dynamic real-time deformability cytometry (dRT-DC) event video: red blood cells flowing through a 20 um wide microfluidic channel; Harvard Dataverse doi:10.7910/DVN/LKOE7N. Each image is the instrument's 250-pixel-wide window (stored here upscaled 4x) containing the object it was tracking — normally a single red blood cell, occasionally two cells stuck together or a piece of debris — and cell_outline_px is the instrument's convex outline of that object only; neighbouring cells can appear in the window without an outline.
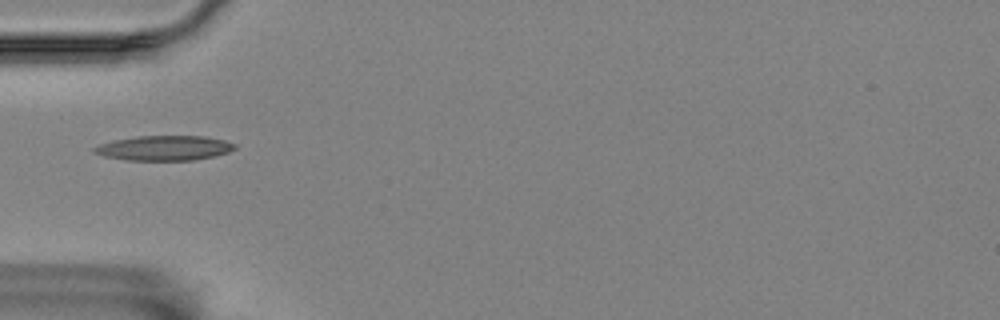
{"species": "Egyptian fruit bat (a non-hibernating species)", "species_latin": "Rousettus aegyptiacus", "temperature_condition": "room temperature", "stored_images_in_passage": 7, "camera_frame_rate_fps": 3000, "um_per_image_px": 0.085, "animal": {"sex": "female"}, "frame": {"image": 1, "passage_image": 1, "time_ms": 0.0, "image_size_px": [1000, 320], "cell_outline_px": [[236, 148], [228, 152], [216, 156], [192, 160], [124, 160], [104, 156], [92, 152], [92, 148], [100, 144], [112, 140], [136, 136], [204, 136], [224, 140], [236, 144]], "centroid_in_image_um": [13.94, 12.58], "position_along_channel_um": 71.1, "area_um2": 20.46}}
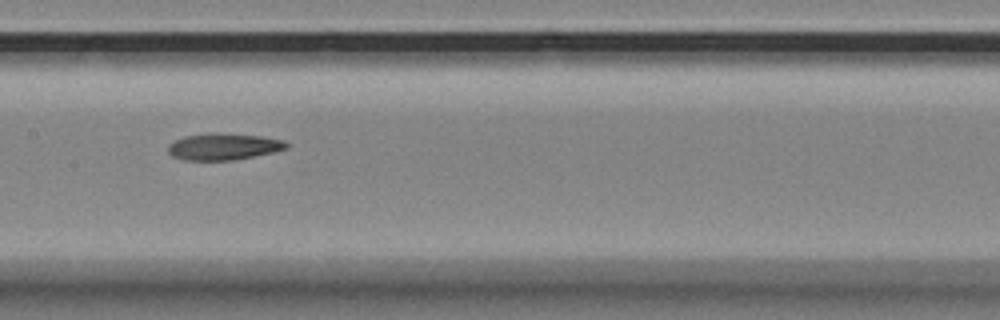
{"frame": {"image": 2, "passage_image": 4, "time_ms": 3.333, "image_size_px": [1000, 320], "cell_outline_px": [[288, 148], [272, 152], [236, 160], [184, 160], [172, 156], [168, 152], [168, 144], [184, 136], [216, 132], [260, 136], [284, 140], [288, 144]], "centroid_in_image_um": [18.99, 12.46], "position_along_channel_um": 188.4, "area_um2": 18.38}}
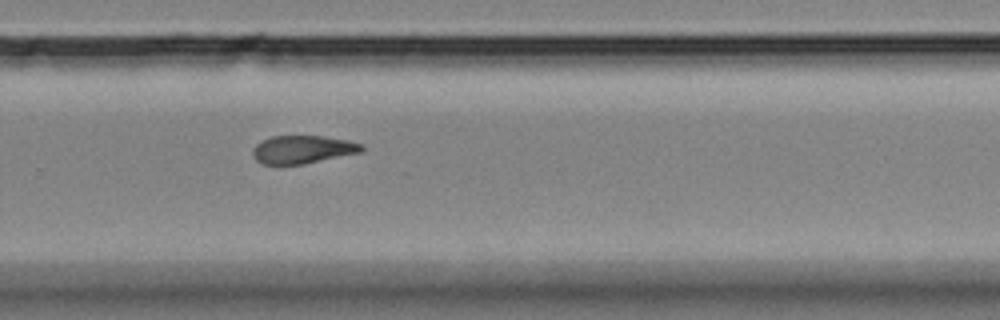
{"frame": {"image": 3, "passage_image": 7, "time_ms": 6.667, "image_size_px": [1000, 320], "cell_outline_px": [[364, 148], [360, 152], [304, 164], [260, 164], [256, 160], [252, 152], [252, 148], [256, 144], [272, 136], [324, 136], [348, 140], [364, 144]], "centroid_in_image_um": [25.72, 12.7], "position_along_channel_um": 304.1, "area_um2": 17.74}}